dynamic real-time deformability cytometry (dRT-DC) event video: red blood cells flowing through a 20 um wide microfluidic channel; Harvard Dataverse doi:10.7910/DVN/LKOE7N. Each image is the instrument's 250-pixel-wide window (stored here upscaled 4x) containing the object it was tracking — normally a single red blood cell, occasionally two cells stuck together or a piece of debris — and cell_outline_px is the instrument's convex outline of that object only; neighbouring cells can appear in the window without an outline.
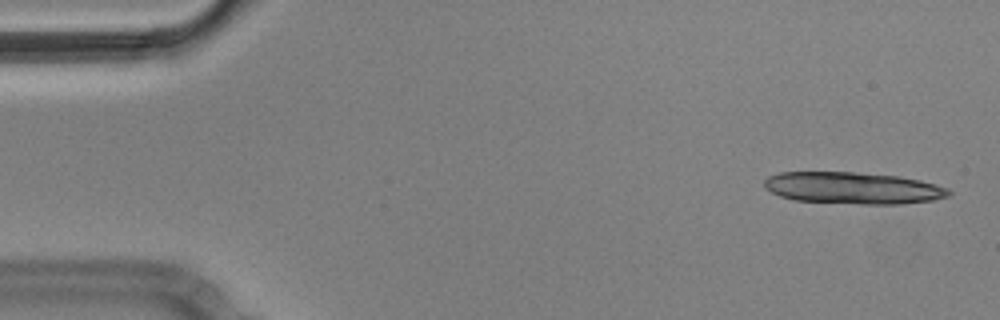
{"species": "Egyptian fruit bat (a non-hibernating species)", "species_latin": "Rousettus aegyptiacus", "temperature_condition": "cold", "stored_images_in_passage": 14, "camera_frame_rate_fps": 3000, "um_per_image_px": 0.085, "animal": {"sex": "male"}, "frame": {"image": 1, "passage_image": 2, "time_ms": 0.333, "image_size_px": [1000, 320], "cell_outline_px": [[952, 192], [948, 196], [932, 200], [900, 204], [860, 204], [792, 200], [780, 196], [764, 188], [764, 180], [768, 176], [780, 172], [852, 172], [900, 176], [920, 180], [948, 188]], "centroid_in_image_um": [72.48, 15.98], "position_along_channel_um": 12.5, "area_um2": 34.28}}